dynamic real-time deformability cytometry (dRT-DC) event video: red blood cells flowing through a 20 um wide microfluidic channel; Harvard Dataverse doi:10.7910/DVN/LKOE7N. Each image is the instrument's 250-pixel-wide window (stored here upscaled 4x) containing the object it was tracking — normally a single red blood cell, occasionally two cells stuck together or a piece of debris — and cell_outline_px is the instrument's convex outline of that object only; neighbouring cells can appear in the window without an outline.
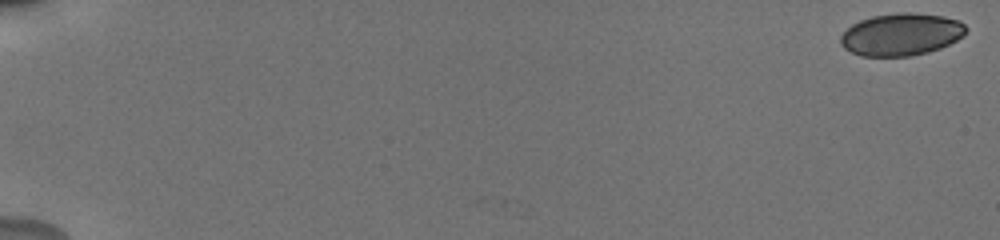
{"species": "human", "species_latin": "Homo sapiens", "temperature_condition": "cold", "stored_images_in_passage": 56, "camera_frame_rate_fps": 3000, "um_per_image_px": 0.085, "donor": {"sex": "male"}, "frame": {"image": 1, "passage_image": 1, "time_ms": 0.0, "image_size_px": [1000, 240], "cell_outline_px": [[968, 28], [964, 36], [940, 48], [928, 52], [908, 56], [860, 56], [844, 48], [840, 44], [840, 36], [852, 24], [860, 20], [872, 16], [896, 12], [908, 12], [944, 16], [960, 20]], "centroid_in_image_um": [76.61, 2.92], "position_along_channel_um": 8.4, "area_um2": 31.1}}
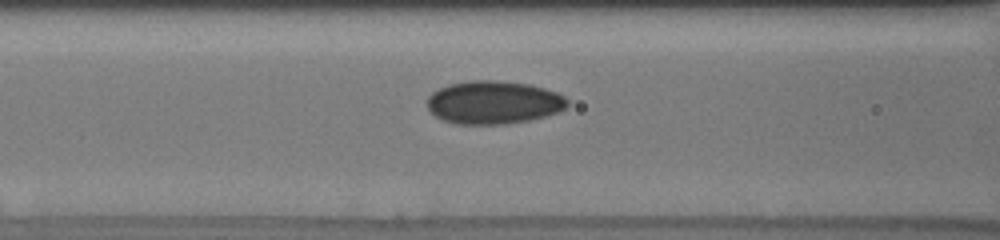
{"frame": {"image": 2, "passage_image": 26, "time_ms": 8.333, "image_size_px": [1000, 240], "cell_outline_px": [[568, 104], [560, 112], [528, 120], [504, 124], [456, 124], [444, 120], [436, 116], [428, 108], [424, 100], [432, 92], [448, 84], [468, 80], [496, 80], [528, 84], [544, 88], [556, 92], [564, 96], [568, 100]], "centroid_in_image_um": [41.93, 8.7], "position_along_channel_um": 124.7, "area_um2": 35.37}}
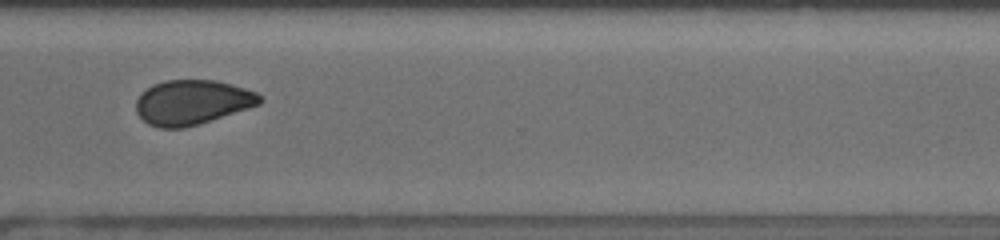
{"frame": {"image": 3, "passage_image": 44, "time_ms": 14.333, "image_size_px": [1000, 240], "cell_outline_px": [[260, 104], [200, 124], [184, 128], [160, 128], [148, 124], [136, 112], [136, 100], [140, 92], [152, 84], [164, 80], [216, 80], [232, 84], [256, 92], [260, 96]], "centroid_in_image_um": [16.29, 8.69], "position_along_channel_um": 354.3, "area_um2": 32.31}, "authors_computed_cell_mechanics": {"area_um2": 32.4836, "velocity_mm_per_s": 3.8285, "shape_relaxation_time_tau1_ms": null, "shape_relaxation_time_tau2_ms": 3.257, "deformation_change_tau1": null, "deformation_change_tau2": 0.0642}}